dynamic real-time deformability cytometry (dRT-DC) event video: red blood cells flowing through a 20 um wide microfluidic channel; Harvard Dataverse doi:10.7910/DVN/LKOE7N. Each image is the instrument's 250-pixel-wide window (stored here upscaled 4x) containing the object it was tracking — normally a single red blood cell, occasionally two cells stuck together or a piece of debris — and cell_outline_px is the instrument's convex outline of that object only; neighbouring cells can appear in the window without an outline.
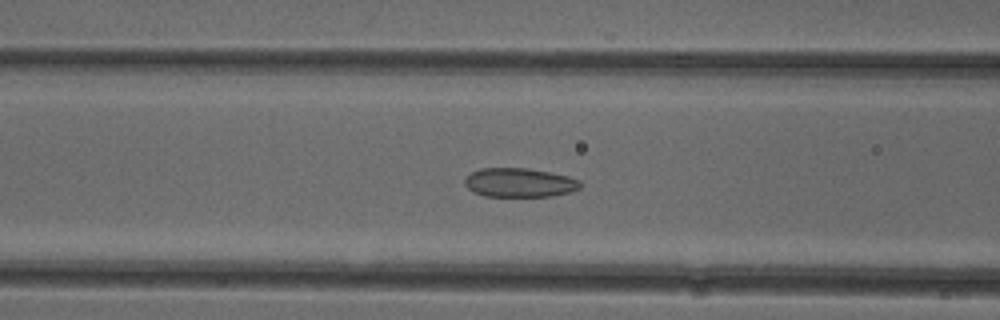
{"species": "common noctule bat (a hibernating species)", "species_latin": "Nyctalus noctula", "temperature_condition": "cold", "stored_images_in_passage": 52, "camera_frame_rate_fps": 3000, "um_per_image_px": 0.085, "animal": {"sex": "female"}, "frame": {"image": 1, "passage_image": 21, "time_ms": 6.667, "image_size_px": [1000, 320], "cell_outline_px": [[580, 188], [568, 192], [552, 196], [484, 196], [472, 192], [464, 184], [464, 176], [480, 168], [528, 168], [568, 176], [580, 180]], "centroid_in_image_um": [44.1, 15.52], "position_along_channel_um": 122.5, "area_um2": 19.59}}
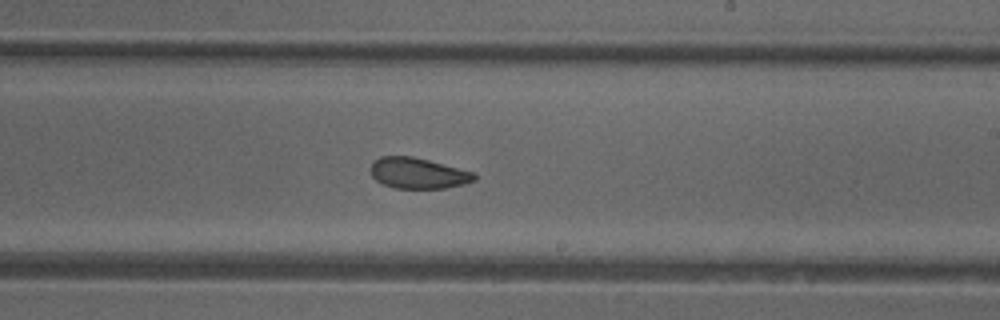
{"frame": {"image": 2, "passage_image": 31, "time_ms": 10.0, "image_size_px": [1000, 320], "cell_outline_px": [[476, 180], [464, 184], [444, 188], [396, 188], [384, 184], [376, 180], [372, 176], [372, 160], [380, 156], [412, 156], [476, 172]], "centroid_in_image_um": [35.56, 14.71], "position_along_channel_um": 253.4, "area_um2": 18.61}}
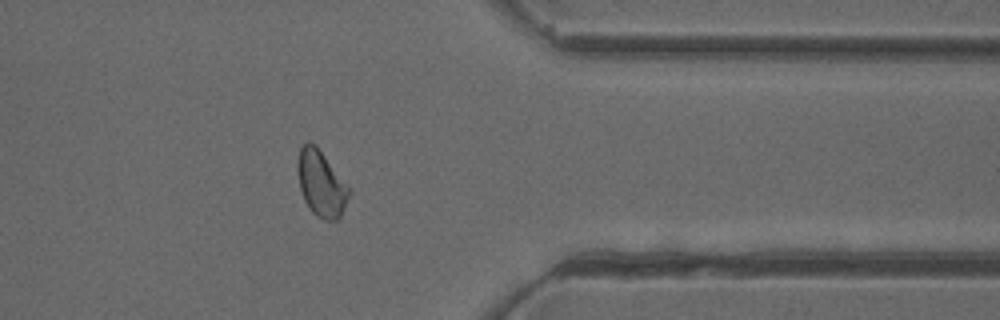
{"frame": {"image": 3, "passage_image": 42, "time_ms": 13.667, "image_size_px": [1000, 320], "cell_outline_px": [[352, 192], [340, 216], [336, 220], [324, 220], [316, 216], [308, 208], [304, 200], [300, 188], [296, 164], [300, 148], [308, 140], [316, 144], [352, 188]], "centroid_in_image_um": [27.32, 15.58], "position_along_channel_um": 384.1, "area_um2": 20.29}, "authors_computed_cell_mechanics": {"area_um2": 20.1433, "velocity_mm_per_s": 3.9293, "shape_relaxation_time_tau1_ms": 5.4812, "shape_relaxation_time_tau2_ms": 2.0898, "deformation_change_tau1": 0.1005, "deformation_change_tau2": 0.0698}}